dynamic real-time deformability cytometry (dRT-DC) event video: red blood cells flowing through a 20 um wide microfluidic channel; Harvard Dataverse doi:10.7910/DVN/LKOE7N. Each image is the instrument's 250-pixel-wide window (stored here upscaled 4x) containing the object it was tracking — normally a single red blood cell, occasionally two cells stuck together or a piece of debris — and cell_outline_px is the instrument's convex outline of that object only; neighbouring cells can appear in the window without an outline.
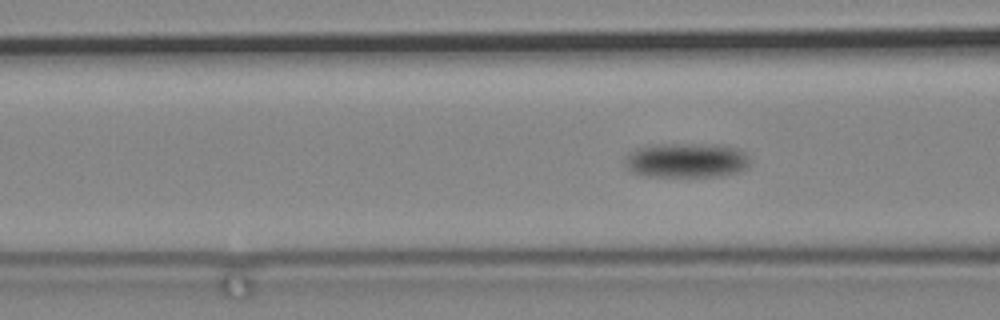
{"species": "common noctule bat (a hibernating species)", "species_latin": "Nyctalus noctula", "temperature_condition": "cold", "stored_images_in_passage": 80, "camera_frame_rate_fps": 3000, "um_per_image_px": 0.085, "animal": {"sex": "male", "body_mass_g": 19.2, "forearm_length_mm": 51.8}, "frame": {"image": 1, "passage_image": 30, "time_ms": 9.667, "image_size_px": [1000, 320], "cell_outline_px": [[748, 164], [744, 168], [736, 172], [720, 176], [644, 176], [632, 172], [624, 164], [624, 156], [628, 152], [636, 148], [656, 144], [724, 144], [736, 148], [744, 152], [748, 160]], "centroid_in_image_um": [58.28, 13.61], "position_along_channel_um": 108.3, "area_um2": 25.37}}
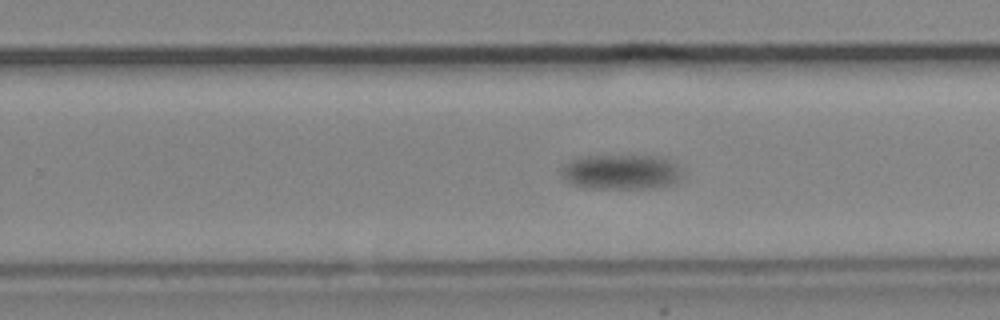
{"frame": {"image": 2, "passage_image": 50, "time_ms": 16.333, "image_size_px": [1000, 320], "cell_outline_px": [[684, 176], [680, 180], [672, 184], [656, 188], [584, 188], [572, 184], [560, 172], [560, 168], [568, 160], [580, 156], [628, 152], [664, 156], [672, 160], [680, 168]], "centroid_in_image_um": [52.84, 14.54], "position_along_channel_um": 277.0, "area_um2": 26.3}}
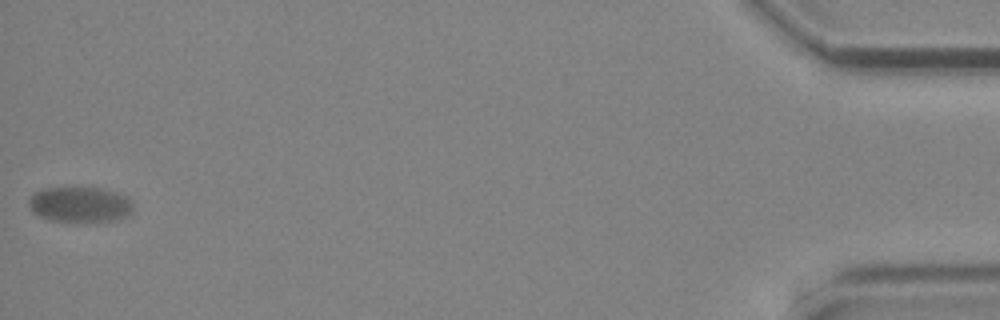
{"frame": {"image": 3, "passage_image": 80, "time_ms": 26.333, "image_size_px": [1000, 320], "cell_outline_px": [[132, 212], [128, 216], [116, 220], [76, 224], [48, 220], [32, 212], [28, 204], [28, 200], [36, 192], [44, 188], [100, 188], [120, 192], [128, 196], [132, 200]], "centroid_in_image_um": [6.83, 17.42], "position_along_channel_um": 428.4, "area_um2": 22.37}}